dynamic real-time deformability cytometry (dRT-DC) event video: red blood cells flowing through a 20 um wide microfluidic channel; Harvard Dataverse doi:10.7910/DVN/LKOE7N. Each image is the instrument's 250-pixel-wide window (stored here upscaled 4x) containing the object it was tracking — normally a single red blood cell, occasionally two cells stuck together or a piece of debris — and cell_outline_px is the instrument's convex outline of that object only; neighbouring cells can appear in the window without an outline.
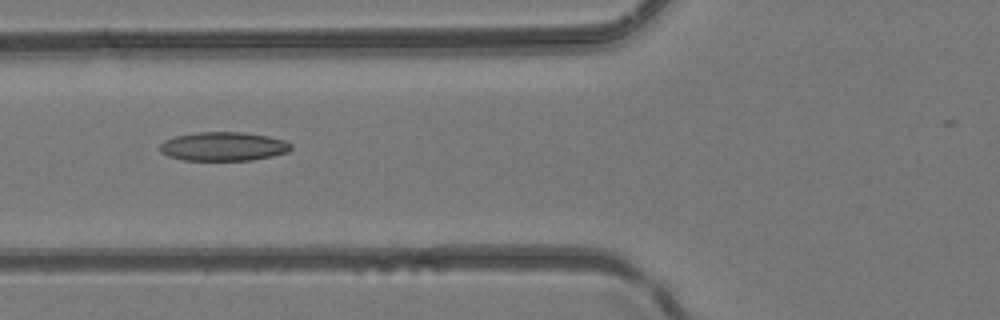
{"species": "common noctule bat (a hibernating species)", "species_latin": "Nyctalus noctula", "temperature_condition": "room temperature", "stored_images_in_passage": 3, "camera_frame_rate_fps": 3000, "um_per_image_px": 0.085, "animal": {"sex": "female", "body_mass_g": 24.6, "forearm_length_mm": 56.2}, "frame": {"image": 1, "passage_image": 3, "time_ms": 0.667, "image_size_px": [1000, 320], "cell_outline_px": [[292, 148], [288, 152], [272, 156], [252, 160], [184, 160], [168, 156], [160, 152], [160, 144], [164, 140], [176, 136], [196, 132], [244, 132], [268, 136], [284, 140], [292, 144]], "centroid_in_image_um": [18.99, 12.44], "position_along_channel_um": 106.8, "area_um2": 22.14}}